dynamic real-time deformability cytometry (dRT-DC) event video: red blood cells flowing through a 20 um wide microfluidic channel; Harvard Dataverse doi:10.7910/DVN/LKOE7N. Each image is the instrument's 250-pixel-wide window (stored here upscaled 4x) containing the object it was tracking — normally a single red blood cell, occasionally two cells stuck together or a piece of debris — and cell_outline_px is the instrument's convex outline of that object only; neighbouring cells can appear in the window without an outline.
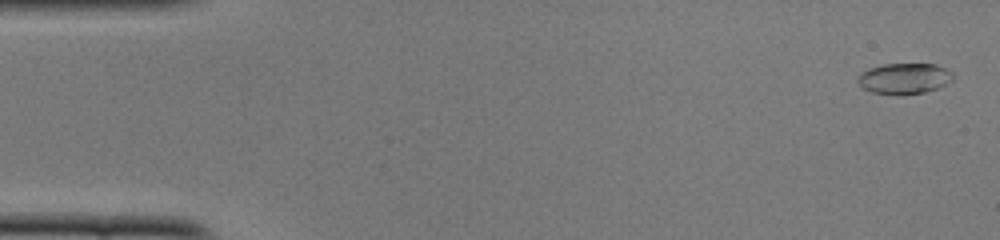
{"species": "common noctule bat (a hibernating species)", "species_latin": "Nyctalus noctula", "temperature_condition": "cold", "stored_images_in_passage": 47, "camera_frame_rate_fps": 3000, "um_per_image_px": 0.085, "animal": {"sex": "female", "body_mass_g": 22.0, "forearm_length_mm": 56.7}, "frame": {"image": 1, "passage_image": 2, "time_ms": 0.333, "image_size_px": [1000, 240], "cell_outline_px": [[956, 76], [952, 80], [940, 88], [924, 92], [896, 96], [872, 92], [864, 88], [856, 80], [860, 72], [868, 68], [884, 64], [936, 64], [952, 72]], "centroid_in_image_um": [76.87, 6.68], "position_along_channel_um": 8.1, "area_um2": 17.4}}
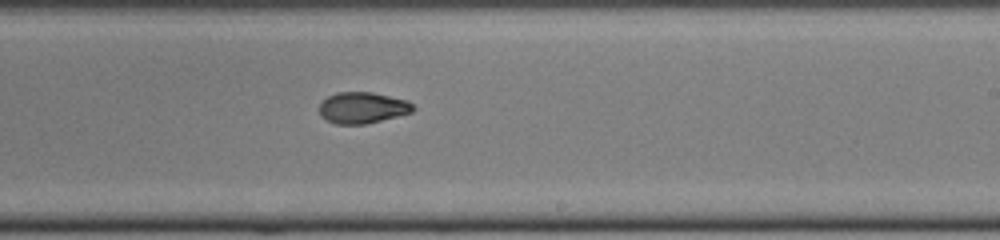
{"frame": {"image": 2, "passage_image": 31, "time_ms": 10.0, "image_size_px": [1000, 240], "cell_outline_px": [[416, 108], [412, 112], [368, 124], [336, 124], [320, 116], [320, 104], [328, 96], [336, 92], [372, 92], [408, 100]], "centroid_in_image_um": [30.83, 9.16], "position_along_channel_um": 258.2, "area_um2": 17.11}}
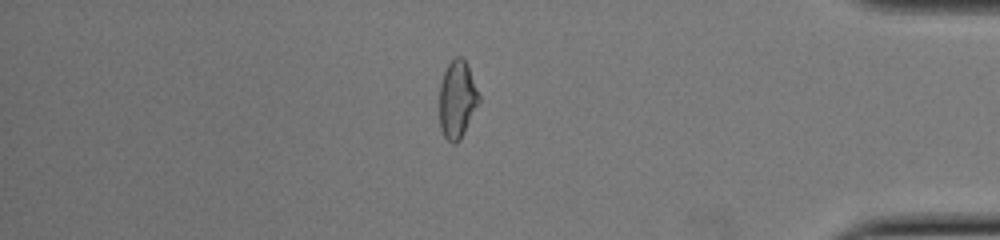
{"frame": {"image": 3, "passage_image": 44, "time_ms": 14.333, "image_size_px": [1000, 240], "cell_outline_px": [[480, 100], [460, 140], [456, 144], [452, 144], [444, 136], [440, 128], [440, 84], [444, 72], [448, 64], [456, 56], [460, 56], [468, 64], [480, 96]], "centroid_in_image_um": [38.86, 8.45], "position_along_channel_um": 396.3, "area_um2": 17.8}}